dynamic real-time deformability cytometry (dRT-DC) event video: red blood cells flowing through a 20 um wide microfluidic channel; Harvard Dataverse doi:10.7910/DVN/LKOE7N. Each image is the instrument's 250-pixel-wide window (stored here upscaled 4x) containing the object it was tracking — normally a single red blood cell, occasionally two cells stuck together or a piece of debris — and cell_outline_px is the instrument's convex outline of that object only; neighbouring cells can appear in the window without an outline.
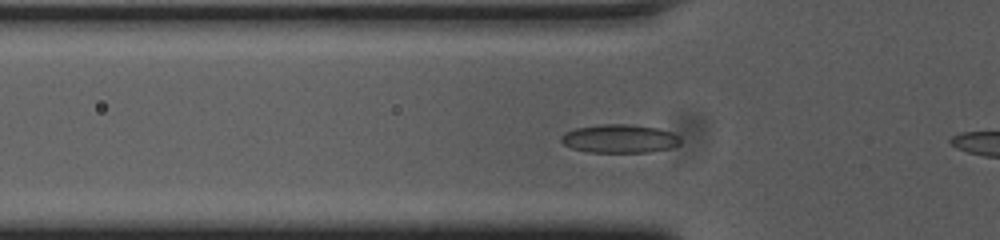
{"species": "common noctule bat (a hibernating species)", "species_latin": "Nyctalus noctula", "temperature_condition": "cold", "stored_images_in_passage": 54, "camera_frame_rate_fps": 3000, "um_per_image_px": 0.085, "animal": {"sex": "female", "body_mass_g": 23.0, "forearm_length_mm": 53.4}, "frame": {"image": 1, "passage_image": 15, "time_ms": 4.667, "image_size_px": [1000, 240], "cell_outline_px": [[676, 144], [660, 148], [640, 152], [596, 152], [576, 148], [568, 144], [564, 140], [564, 136], [568, 132], [580, 128], [652, 128], [668, 132], [676, 136]], "centroid_in_image_um": [52.65, 11.86], "position_along_channel_um": 73.2, "area_um2": 16.59}}
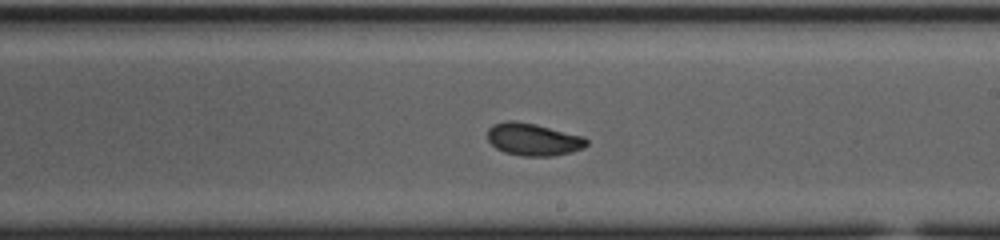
{"frame": {"image": 2, "passage_image": 29, "time_ms": 9.333, "image_size_px": [1000, 240], "cell_outline_px": [[588, 144], [580, 148], [564, 152], [508, 152], [492, 144], [488, 140], [488, 132], [496, 124], [532, 124], [580, 136], [588, 140]], "centroid_in_image_um": [45.34, 11.81], "position_along_channel_um": 243.7, "area_um2": 15.78}}
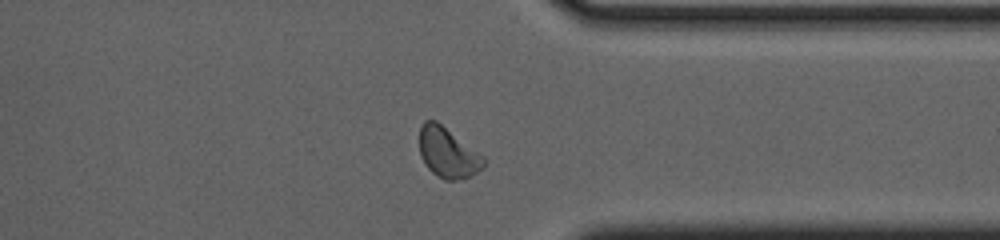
{"frame": {"image": 3, "passage_image": 40, "time_ms": 13.0, "image_size_px": [1000, 240], "cell_outline_px": [[480, 168], [468, 176], [452, 180], [448, 180], [432, 172], [428, 168], [420, 152], [420, 128], [428, 120], [432, 120], [440, 124], [448, 132]], "centroid_in_image_um": [37.77, 13.0], "position_along_channel_um": 373.6, "area_um2": 15.43}, "authors_computed_cell_mechanics": {"area_um2": 16.3285, "velocity_mm_per_s": 3.6477, "shape_relaxation_time_tau1_ms": 10.8933, "shape_relaxation_time_tau2_ms": 3.4573, "deformation_change_tau1": 0.2163, "deformation_change_tau2": 0.0615}}